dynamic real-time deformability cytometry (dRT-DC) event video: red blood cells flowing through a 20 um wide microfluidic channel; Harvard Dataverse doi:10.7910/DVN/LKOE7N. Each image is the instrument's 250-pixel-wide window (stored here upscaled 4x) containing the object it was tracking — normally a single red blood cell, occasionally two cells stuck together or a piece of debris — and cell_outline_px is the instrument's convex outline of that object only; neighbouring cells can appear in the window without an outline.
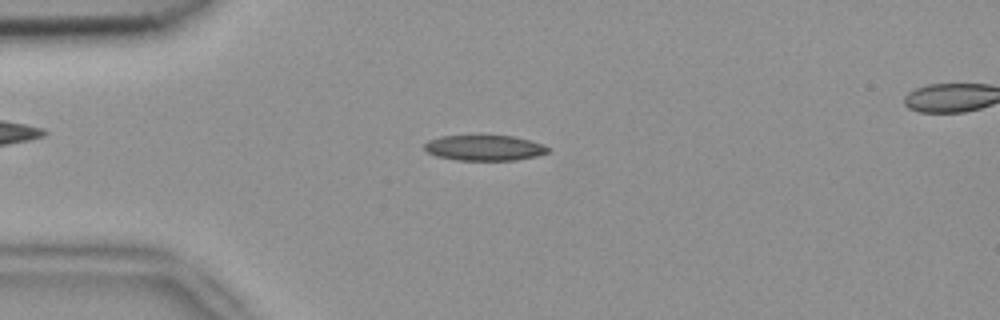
{"species": "common noctule bat (a hibernating species)", "species_latin": "Nyctalus noctula", "temperature_condition": "room temperature", "stored_images_in_passage": 5, "camera_frame_rate_fps": 3000, "um_per_image_px": 0.085, "animal": {"sex": "female", "body_mass_g": 18.4}, "frame": {"image": 1, "passage_image": 3, "time_ms": 0.667, "image_size_px": [1000, 320], "cell_outline_px": [[548, 152], [536, 156], [516, 160], [456, 160], [436, 156], [428, 152], [424, 148], [424, 144], [428, 140], [440, 136], [512, 136], [544, 144], [548, 148]], "centroid_in_image_um": [41.15, 12.57], "position_along_channel_um": 43.9, "area_um2": 18.21}}